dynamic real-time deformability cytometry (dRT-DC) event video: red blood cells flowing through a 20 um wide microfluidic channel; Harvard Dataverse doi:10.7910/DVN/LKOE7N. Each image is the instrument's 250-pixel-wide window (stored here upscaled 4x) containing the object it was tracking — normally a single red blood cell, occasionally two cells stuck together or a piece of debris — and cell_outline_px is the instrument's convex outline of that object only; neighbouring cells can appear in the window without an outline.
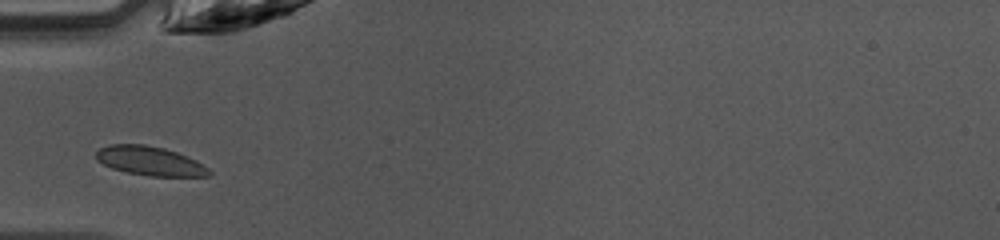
{"species": "common noctule bat (a hibernating species)", "species_latin": "Nyctalus noctula", "temperature_condition": "warm", "stored_images_in_passage": 32, "camera_frame_rate_fps": 3000, "um_per_image_px": 0.085, "animal": {"sex": "female", "body_mass_g": 10.0, "forearm_length_mm": 53.1}, "frame": {"image": 1, "passage_image": 1, "time_ms": 0.0, "image_size_px": [1000, 240], "cell_outline_px": [[212, 176], [148, 176], [128, 172], [112, 168], [96, 160], [96, 152], [100, 148], [108, 144], [144, 144], [164, 148], [176, 152], [196, 160], [208, 168], [212, 172]], "centroid_in_image_um": [12.75, 13.68], "position_along_channel_um": 72.3, "area_um2": 19.13}}
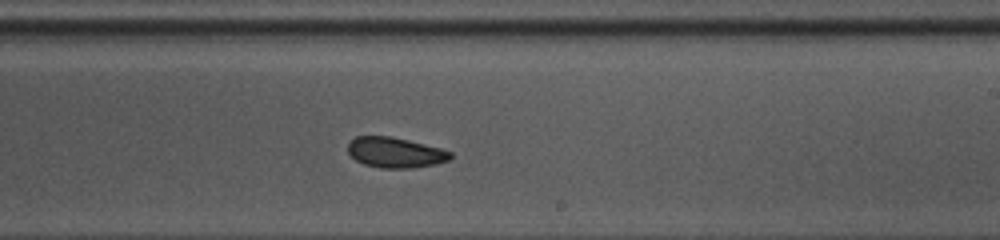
{"frame": {"image": 2, "passage_image": 14, "time_ms": 4.333, "image_size_px": [1000, 240], "cell_outline_px": [[452, 156], [448, 160], [436, 164], [412, 168], [380, 168], [364, 164], [356, 160], [348, 152], [348, 144], [356, 136], [388, 136], [408, 140], [440, 148], [452, 152]], "centroid_in_image_um": [33.59, 12.97], "position_along_channel_um": 255.4, "area_um2": 18.03}}
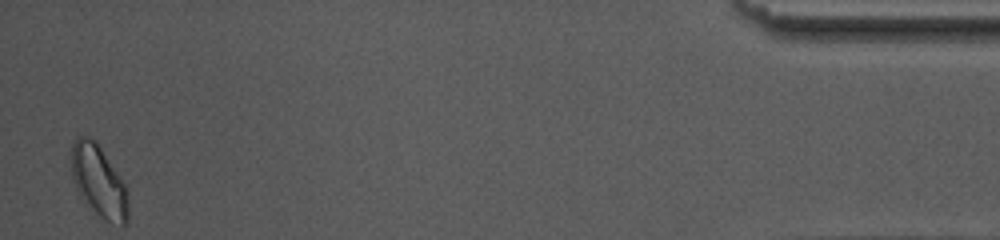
{"frame": {"image": 3, "passage_image": 32, "time_ms": 10.333, "image_size_px": [1000, 240], "cell_outline_px": [[128, 220], [124, 224], [112, 224], [104, 220], [80, 196], [72, 180], [72, 144], [76, 136], [88, 136], [96, 140], [128, 188]], "centroid_in_image_um": [8.41, 15.39], "position_along_channel_um": 426.8, "area_um2": 23.87}, "authors_computed_cell_mechanics": {"area_um2": 18.9873, "velocity_mm_per_s": 4.2057, "shape_relaxation_time_tau1_ms": 2.7795, "shape_relaxation_time_tau2_ms": 2.5423, "deformation_change_tau1": 0.0593, "deformation_change_tau2": 0.0533}}